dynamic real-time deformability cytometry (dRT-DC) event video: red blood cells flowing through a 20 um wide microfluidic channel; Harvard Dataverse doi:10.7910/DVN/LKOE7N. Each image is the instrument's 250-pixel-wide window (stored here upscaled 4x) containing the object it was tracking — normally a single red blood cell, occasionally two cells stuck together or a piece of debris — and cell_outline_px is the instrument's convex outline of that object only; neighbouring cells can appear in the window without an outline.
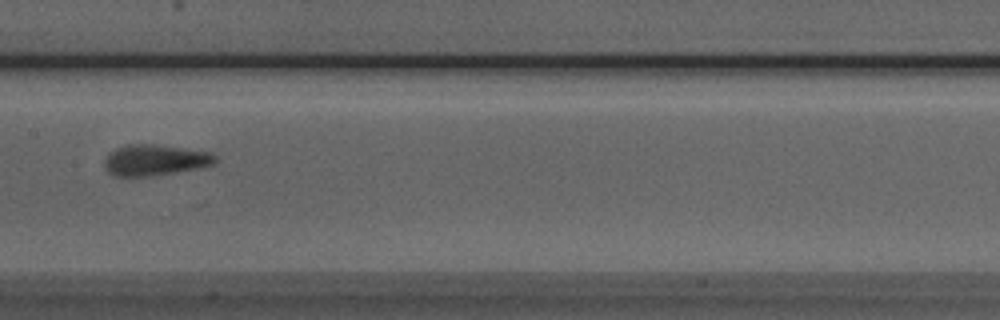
{"species": "Egyptian fruit bat (a non-hibernating species)", "species_latin": "Rousettus aegyptiacus", "temperature_condition": "room temperature", "stored_images_in_passage": 9, "segment_of_instrument_passage": [1, 2], "camera_frame_rate_fps": 3000, "um_per_image_px": 0.085, "animal": {"sex": "male"}, "frame": {"image": 1, "passage_image": 8, "time_ms": 8.0, "image_size_px": [1000, 320], "cell_outline_px": [[216, 164], [200, 168], [148, 176], [116, 176], [108, 172], [104, 168], [104, 160], [108, 152], [116, 148], [128, 144], [152, 144], [208, 152], [216, 156]], "centroid_in_image_um": [13.13, 13.61], "position_along_channel_um": 194.3, "area_um2": 19.88}}